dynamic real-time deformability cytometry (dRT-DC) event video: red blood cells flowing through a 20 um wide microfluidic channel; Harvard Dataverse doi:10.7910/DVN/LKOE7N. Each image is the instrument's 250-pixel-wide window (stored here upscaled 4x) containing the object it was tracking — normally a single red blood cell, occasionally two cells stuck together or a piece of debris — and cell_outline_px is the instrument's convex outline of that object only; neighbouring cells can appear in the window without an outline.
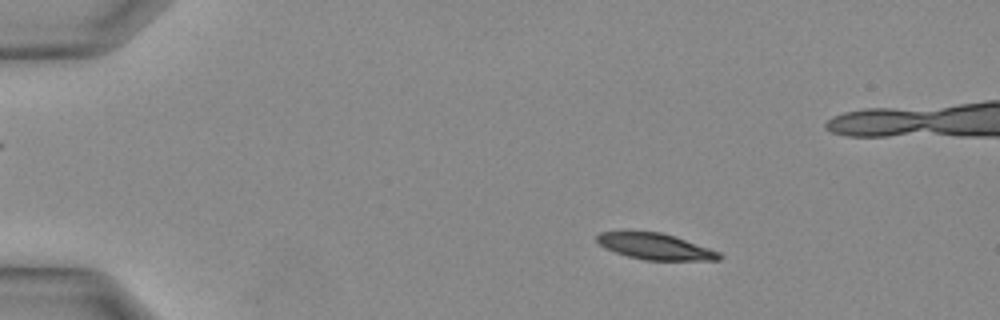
{"species": "Egyptian fruit bat (a non-hibernating species)", "species_latin": "Rousettus aegyptiacus", "temperature_condition": "warm", "stored_images_in_passage": 35, "camera_frame_rate_fps": 3000, "um_per_image_px": 0.085, "animal": {"sex": "female"}, "frame": {"image": 1, "passage_image": 6, "time_ms": 1.667, "image_size_px": [1000, 320], "cell_outline_px": [[724, 256], [720, 260], [644, 260], [628, 256], [604, 248], [596, 240], [596, 236], [600, 232], [660, 232], [720, 252]], "centroid_in_image_um": [55.69, 20.97], "position_along_channel_um": 29.3, "area_um2": 18.26}}
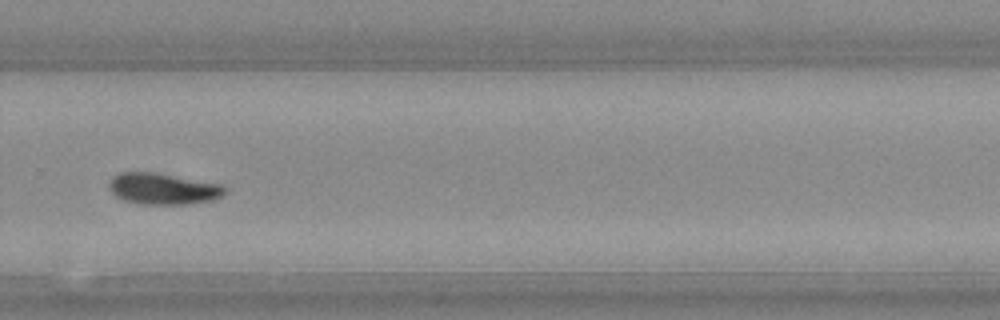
{"frame": {"image": 2, "passage_image": 24, "time_ms": 7.667, "image_size_px": [1000, 320], "cell_outline_px": [[224, 192], [220, 196], [212, 200], [192, 204], [140, 204], [124, 200], [116, 196], [108, 188], [108, 180], [112, 176], [120, 172], [156, 172], [224, 184]], "centroid_in_image_um": [13.83, 16.03], "position_along_channel_um": 316.0, "area_um2": 21.39}}
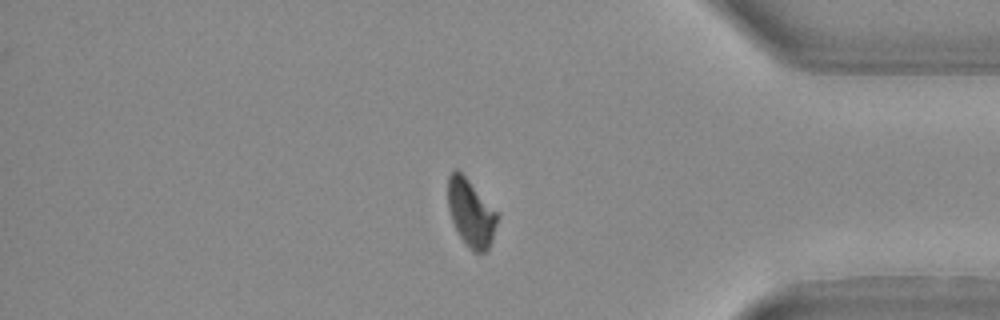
{"frame": {"image": 3, "passage_image": 29, "time_ms": 9.333, "image_size_px": [1000, 320], "cell_outline_px": [[500, 216], [492, 240], [488, 248], [484, 252], [476, 252], [460, 236], [452, 220], [448, 204], [448, 176], [456, 168], [468, 180]], "centroid_in_image_um": [40.04, 18.09], "position_along_channel_um": 395.2, "area_um2": 18.73}}